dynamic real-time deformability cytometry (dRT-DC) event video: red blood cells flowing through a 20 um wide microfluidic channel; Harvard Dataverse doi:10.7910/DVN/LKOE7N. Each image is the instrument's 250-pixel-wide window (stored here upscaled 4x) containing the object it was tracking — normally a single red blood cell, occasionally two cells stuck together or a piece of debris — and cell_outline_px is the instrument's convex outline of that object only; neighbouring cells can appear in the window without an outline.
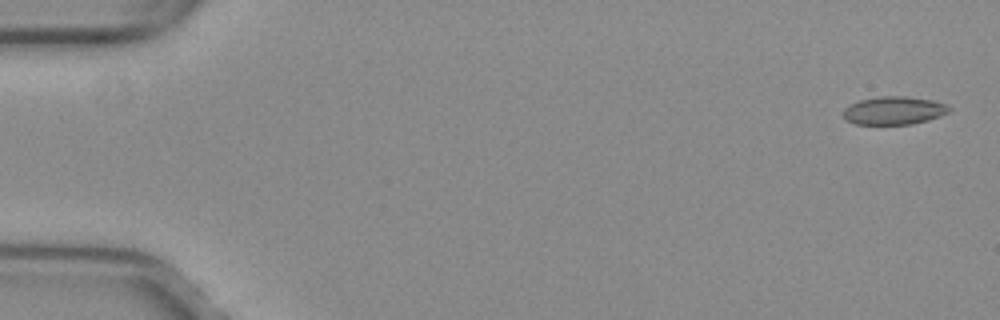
{"species": "common noctule bat (a hibernating species)", "species_latin": "Nyctalus noctula", "temperature_condition": "warm", "stored_images_in_passage": 52, "camera_frame_rate_fps": 3000, "um_per_image_px": 0.085, "animal": {"sex": "female", "body_mass_g": 29.2, "forearm_length_mm": 56.3}, "frame": {"image": 1, "passage_image": 2, "time_ms": 0.333, "image_size_px": [1000, 320], "cell_outline_px": [[952, 112], [928, 120], [912, 124], [856, 124], [844, 120], [844, 108], [848, 104], [860, 100], [880, 96], [908, 96], [932, 100], [948, 104], [952, 108]], "centroid_in_image_um": [76.02, 9.39], "position_along_channel_um": 9.0, "area_um2": 17.63}}
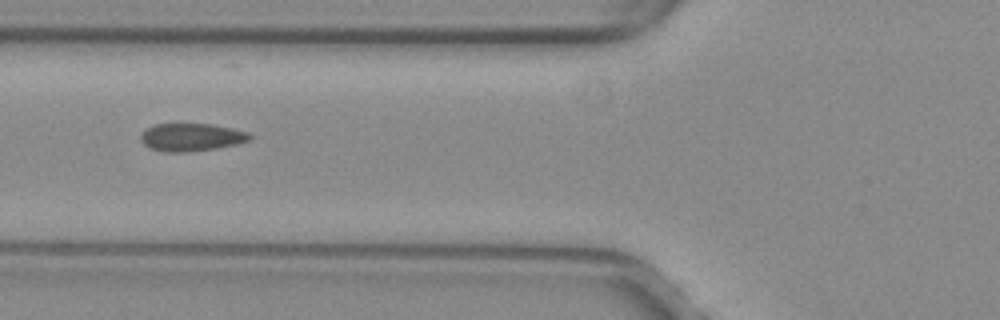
{"frame": {"image": 2, "passage_image": 21, "time_ms": 6.667, "image_size_px": [1000, 320], "cell_outline_px": [[252, 140], [236, 144], [216, 148], [184, 152], [164, 152], [148, 148], [140, 140], [140, 136], [144, 128], [152, 124], [212, 124], [232, 128], [248, 132], [252, 136]], "centroid_in_image_um": [16.23, 11.66], "position_along_channel_um": 109.6, "area_um2": 17.86}}
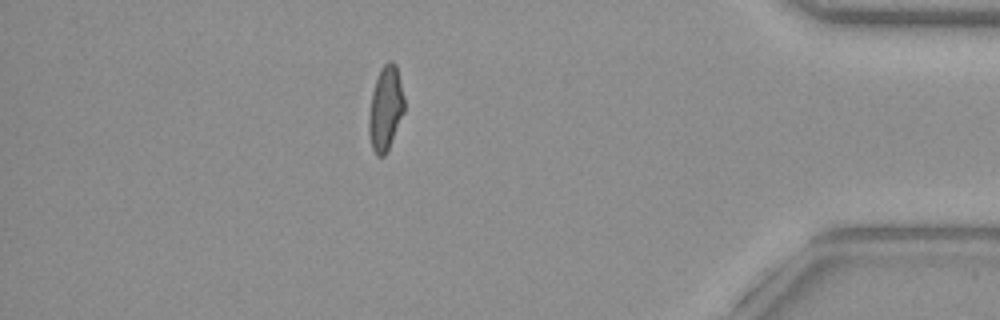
{"frame": {"image": 3, "passage_image": 46, "time_ms": 15.0, "image_size_px": [1000, 320], "cell_outline_px": [[404, 112], [388, 148], [384, 156], [376, 156], [372, 148], [368, 132], [368, 120], [372, 92], [380, 68], [388, 60], [392, 60], [396, 64], [404, 96]], "centroid_in_image_um": [32.76, 9.19], "position_along_channel_um": 402.4, "area_um2": 17.34}, "authors_computed_cell_mechanics": {"area_um2": 17.8024, "velocity_mm_per_s": 4.0192, "shape_relaxation_time_tau1_ms": null, "shape_relaxation_time_tau2_ms": 1.0604, "deformation_change_tau1": null, "deformation_change_tau2": 0.0386}}